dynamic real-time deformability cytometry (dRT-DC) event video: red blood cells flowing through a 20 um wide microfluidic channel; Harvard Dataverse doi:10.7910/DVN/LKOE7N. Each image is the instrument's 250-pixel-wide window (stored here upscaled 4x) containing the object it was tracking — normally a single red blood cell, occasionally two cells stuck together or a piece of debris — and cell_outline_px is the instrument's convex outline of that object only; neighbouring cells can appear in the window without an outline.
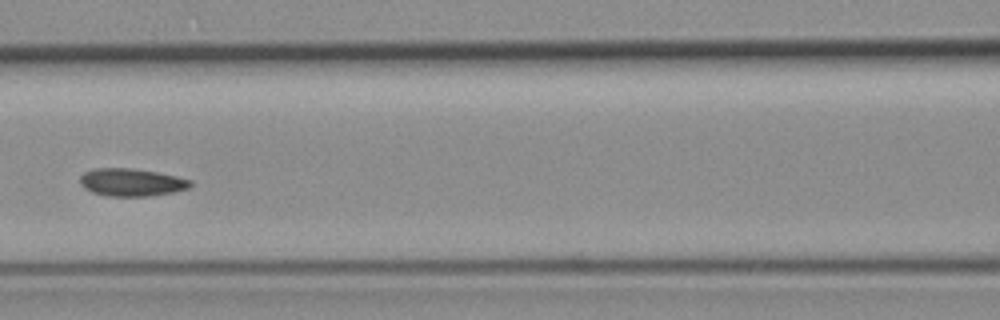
{"species": "common noctule bat (a hibernating species)", "species_latin": "Nyctalus noctula", "temperature_condition": "room temperature", "stored_images_in_passage": 7, "camera_frame_rate_fps": 3000, "um_per_image_px": 0.085, "animal": {"sex": "female", "body_mass_g": 19.3, "forearm_length_mm": 54.1}, "frame": {"image": 1, "passage_image": 6, "time_ms": 6.667, "image_size_px": [1000, 320], "cell_outline_px": [[192, 184], [188, 188], [172, 192], [148, 196], [108, 196], [92, 192], [84, 188], [80, 184], [80, 176], [84, 172], [92, 168], [132, 168], [156, 172], [176, 176], [192, 180]], "centroid_in_image_um": [11.14, 15.49], "position_along_channel_um": 155.5, "area_um2": 17.8}}
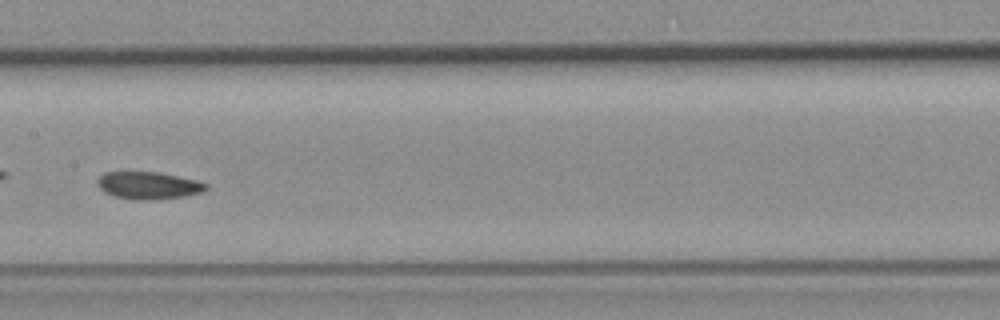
{"frame": {"image": 2, "passage_image": 7, "time_ms": 7.667, "image_size_px": [1000, 320], "cell_outline_px": [[208, 188], [204, 192], [184, 196], [152, 200], [140, 200], [116, 196], [104, 192], [96, 184], [96, 180], [104, 172], [160, 172], [196, 180], [208, 184]], "centroid_in_image_um": [12.63, 15.76], "position_along_channel_um": 194.8, "area_um2": 17.34}}